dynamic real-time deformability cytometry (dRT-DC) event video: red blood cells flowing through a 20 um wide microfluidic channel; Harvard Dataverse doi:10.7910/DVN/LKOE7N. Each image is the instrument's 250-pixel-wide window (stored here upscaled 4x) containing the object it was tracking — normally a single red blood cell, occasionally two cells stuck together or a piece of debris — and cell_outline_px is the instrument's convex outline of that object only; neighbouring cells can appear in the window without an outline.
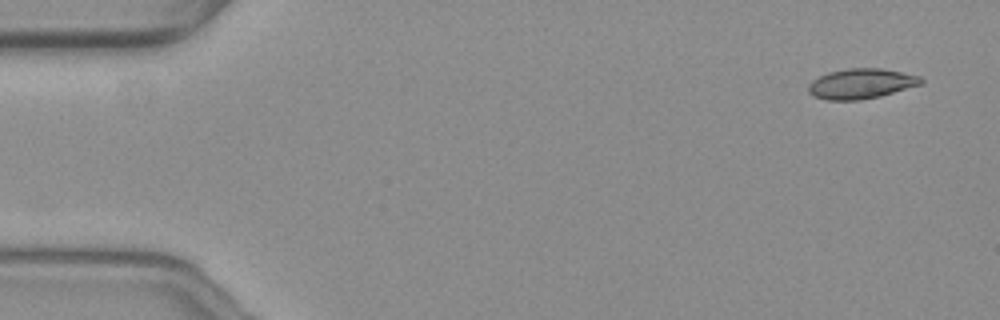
{"species": "common noctule bat (a hibernating species)", "species_latin": "Nyctalus noctula", "temperature_condition": "warm", "stored_images_in_passage": 55, "camera_frame_rate_fps": 3000, "um_per_image_px": 0.085, "animal": {"sex": "female", "body_mass_g": 19.3, "forearm_length_mm": 54.1}, "frame": {"image": 1, "passage_image": 1, "time_ms": 0.0, "image_size_px": [1000, 320], "cell_outline_px": [[924, 80], [920, 84], [880, 96], [860, 100], [828, 100], [812, 96], [808, 92], [808, 84], [812, 80], [828, 72], [848, 68], [880, 68], [920, 76]], "centroid_in_image_um": [73.14, 7.11], "position_along_channel_um": 11.9, "area_um2": 19.65}}
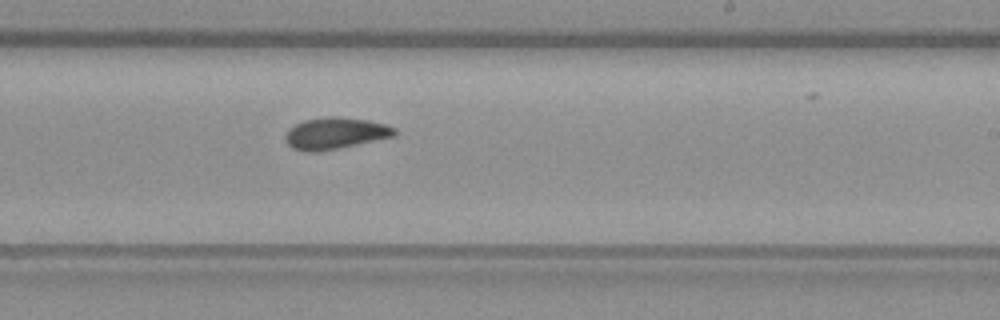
{"frame": {"image": 2, "passage_image": 32, "time_ms": 10.333, "image_size_px": [1000, 320], "cell_outline_px": [[396, 136], [316, 152], [304, 152], [292, 148], [288, 144], [284, 136], [288, 128], [304, 120], [328, 116], [336, 116], [368, 120], [384, 124], [396, 128]], "centroid_in_image_um": [28.47, 11.32], "position_along_channel_um": 260.5, "area_um2": 20.06}}
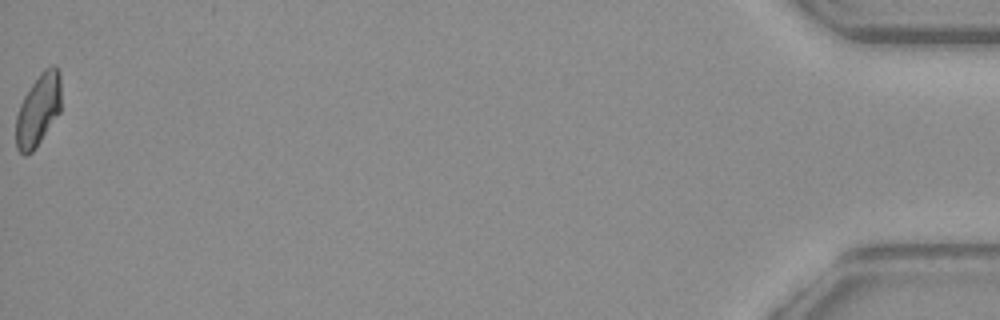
{"frame": {"image": 3, "passage_image": 55, "time_ms": 18.0, "image_size_px": [1000, 320], "cell_outline_px": [[60, 112], [36, 148], [32, 152], [24, 156], [16, 148], [16, 116], [20, 104], [24, 96], [40, 72], [44, 68], [52, 64], [56, 64], [60, 72]], "centroid_in_image_um": [3.25, 9.33], "position_along_channel_um": 431.9, "area_um2": 19.13}, "authors_computed_cell_mechanics": {"area_um2": 19.652, "velocity_mm_per_s": 3.6315, "shape_relaxation_time_tau1_ms": 9.2668, "shape_relaxation_time_tau2_ms": 3.6453, "deformation_change_tau1": 0.2152, "deformation_change_tau2": 0.0925}}